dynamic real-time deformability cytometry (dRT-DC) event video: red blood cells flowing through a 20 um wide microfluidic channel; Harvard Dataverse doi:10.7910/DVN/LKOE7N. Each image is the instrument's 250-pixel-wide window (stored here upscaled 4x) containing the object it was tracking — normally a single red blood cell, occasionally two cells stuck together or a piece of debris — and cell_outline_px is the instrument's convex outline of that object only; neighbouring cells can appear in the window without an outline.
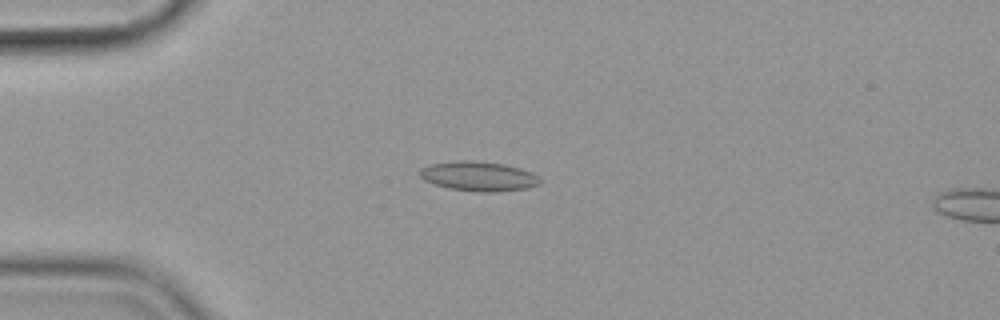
{"species": "common noctule bat (a hibernating species)", "species_latin": "Nyctalus noctula", "temperature_condition": "cold", "stored_images_in_passage": 57, "camera_frame_rate_fps": 3000, "um_per_image_px": 0.085, "animal": {"sex": "female", "body_mass_g": 19.9}, "frame": {"image": 1, "passage_image": 15, "time_ms": 4.667, "image_size_px": [1000, 320], "cell_outline_px": [[540, 184], [528, 188], [496, 192], [480, 192], [448, 188], [432, 184], [424, 180], [420, 176], [420, 168], [432, 164], [460, 160], [468, 160], [504, 164], [520, 168], [532, 172], [540, 180]], "centroid_in_image_um": [40.67, 14.99], "position_along_channel_um": 44.3, "area_um2": 20.69}}
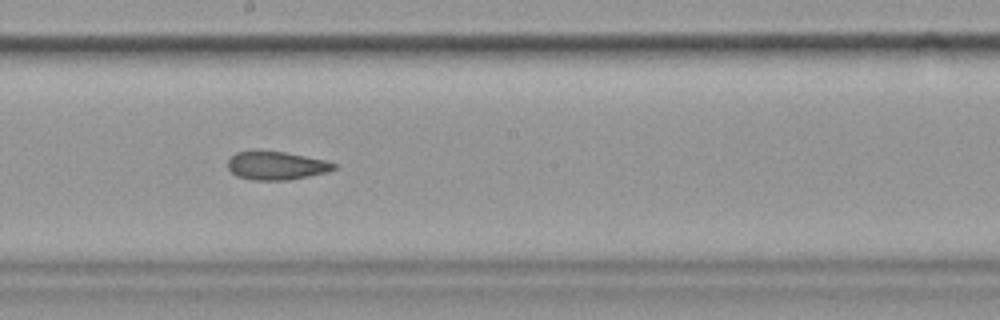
{"frame": {"image": 2, "passage_image": 32, "time_ms": 10.333, "image_size_px": [1000, 320], "cell_outline_px": [[336, 168], [328, 172], [288, 180], [252, 180], [236, 176], [228, 168], [228, 160], [236, 152], [256, 148], [284, 152], [324, 160], [336, 164]], "centroid_in_image_um": [23.43, 14.05], "position_along_channel_um": 224.8, "area_um2": 17.86}}
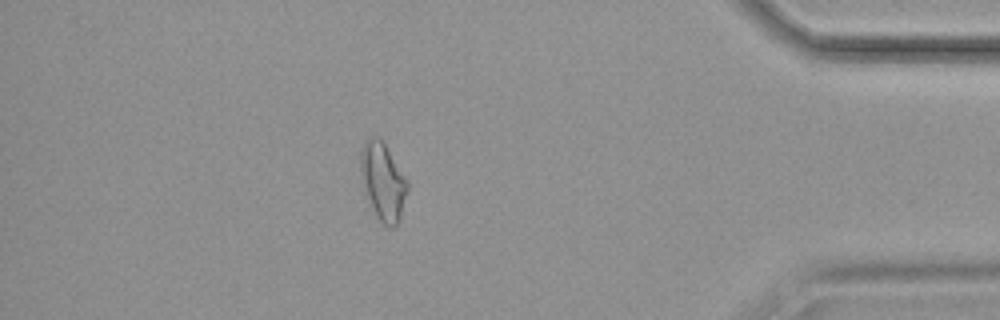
{"frame": {"image": 3, "passage_image": 50, "time_ms": 16.333, "image_size_px": [1000, 320], "cell_outline_px": [[408, 188], [400, 220], [392, 228], [388, 228], [376, 216], [364, 192], [360, 176], [360, 152], [364, 140], [368, 136], [380, 136], [408, 180]], "centroid_in_image_um": [32.53, 15.38], "position_along_channel_um": 402.7, "area_um2": 21.62}, "authors_computed_cell_mechanics": {"area_um2": 19.1896, "velocity_mm_per_s": 3.5945, "shape_relaxation_time_tau1_ms": null, "shape_relaxation_time_tau2_ms": 4.0718, "deformation_change_tau1": null, "deformation_change_tau2": 0.1012}}